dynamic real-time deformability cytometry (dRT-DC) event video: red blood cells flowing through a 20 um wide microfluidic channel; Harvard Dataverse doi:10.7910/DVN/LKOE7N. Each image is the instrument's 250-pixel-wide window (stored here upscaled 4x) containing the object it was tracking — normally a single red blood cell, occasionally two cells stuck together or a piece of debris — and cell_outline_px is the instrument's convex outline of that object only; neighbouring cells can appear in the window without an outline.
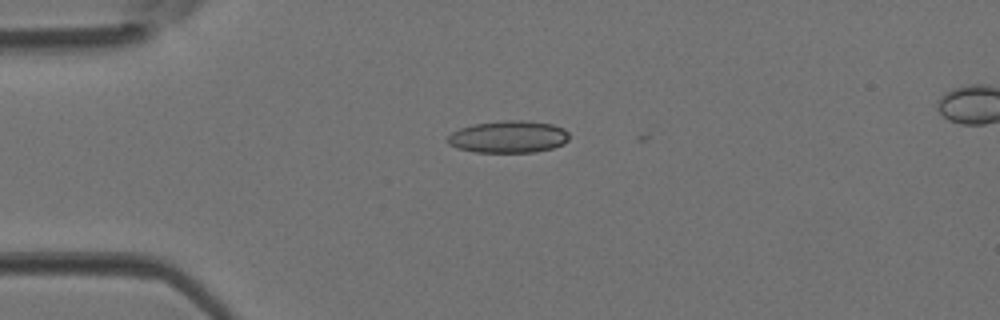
{"species": "Egyptian fruit bat (a non-hibernating species)", "species_latin": "Rousettus aegyptiacus", "temperature_condition": "room temperature", "stored_images_in_passage": 4, "camera_frame_rate_fps": 3000, "um_per_image_px": 0.085, "animal": {"sex": "female"}, "frame": {"image": 1, "passage_image": 1, "time_ms": 0.0, "image_size_px": [1000, 320], "cell_outline_px": [[568, 140], [564, 144], [552, 148], [536, 152], [476, 152], [456, 148], [448, 144], [448, 136], [452, 132], [460, 128], [472, 124], [504, 120], [520, 120], [552, 124], [564, 128], [568, 132]], "centroid_in_image_um": [43.22, 11.63], "position_along_channel_um": 41.8, "area_um2": 22.83}}